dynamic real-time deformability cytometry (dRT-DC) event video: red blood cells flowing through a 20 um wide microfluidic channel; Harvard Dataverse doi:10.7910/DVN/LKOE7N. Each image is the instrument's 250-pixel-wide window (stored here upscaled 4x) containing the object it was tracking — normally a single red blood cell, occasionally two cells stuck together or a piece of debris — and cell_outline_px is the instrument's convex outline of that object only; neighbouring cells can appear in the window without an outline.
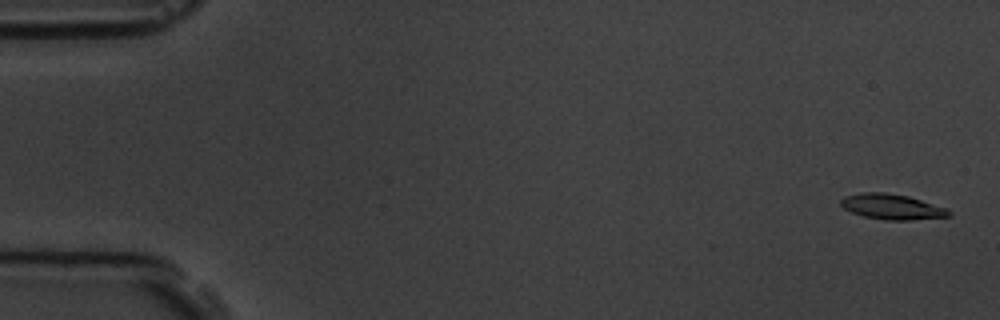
{"species": "common noctule bat (a hibernating species)", "species_latin": "Nyctalus noctula", "temperature_condition": "room temperature", "stored_images_in_passage": 9, "camera_frame_rate_fps": 3000, "um_per_image_px": 0.085, "animal": {"sex": "male", "body_mass_g": 19.5, "forearm_length_mm": 54.6}, "frame": {"image": 1, "passage_image": 1, "time_ms": 0.0, "image_size_px": [1000, 320], "cell_outline_px": [[952, 216], [912, 220], [884, 220], [864, 216], [852, 212], [844, 208], [840, 204], [840, 200], [844, 196], [860, 192], [884, 192], [908, 196], [948, 208], [952, 212]], "centroid_in_image_um": [75.84, 17.57], "position_along_channel_um": 9.2, "area_um2": 16.13}}
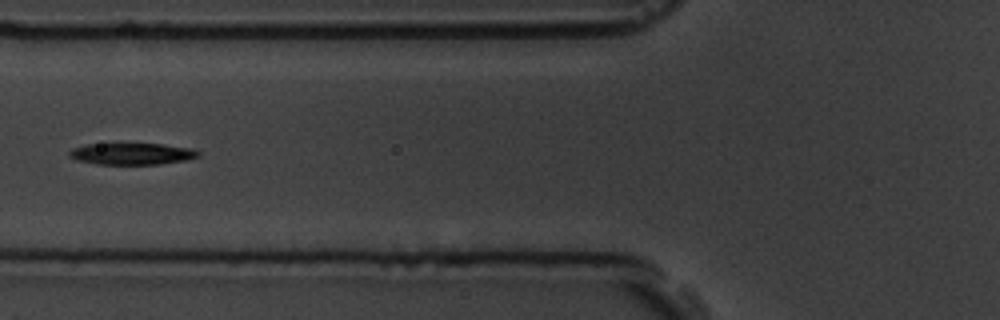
{"frame": {"image": 2, "passage_image": 6, "time_ms": 6.667, "image_size_px": [1000, 320], "cell_outline_px": [[200, 156], [188, 160], [160, 164], [96, 164], [76, 160], [68, 156], [68, 152], [72, 148], [88, 144], [164, 144], [192, 148], [200, 152]], "centroid_in_image_um": [11.23, 13.07], "position_along_channel_um": 114.6, "area_um2": 16.36}}
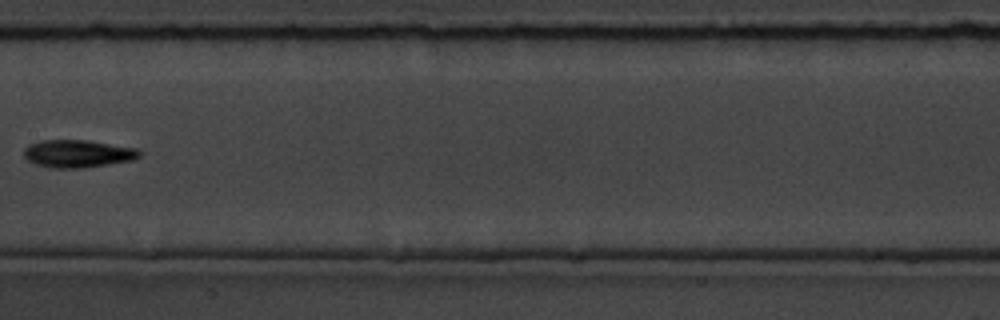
{"frame": {"image": 3, "passage_image": 8, "time_ms": 9.0, "image_size_px": [1000, 320], "cell_outline_px": [[140, 156], [132, 160], [84, 168], [52, 168], [36, 164], [28, 160], [24, 156], [24, 148], [28, 144], [40, 140], [88, 140], [140, 148]], "centroid_in_image_um": [6.62, 13.05], "position_along_channel_um": 200.8, "area_um2": 18.79}}